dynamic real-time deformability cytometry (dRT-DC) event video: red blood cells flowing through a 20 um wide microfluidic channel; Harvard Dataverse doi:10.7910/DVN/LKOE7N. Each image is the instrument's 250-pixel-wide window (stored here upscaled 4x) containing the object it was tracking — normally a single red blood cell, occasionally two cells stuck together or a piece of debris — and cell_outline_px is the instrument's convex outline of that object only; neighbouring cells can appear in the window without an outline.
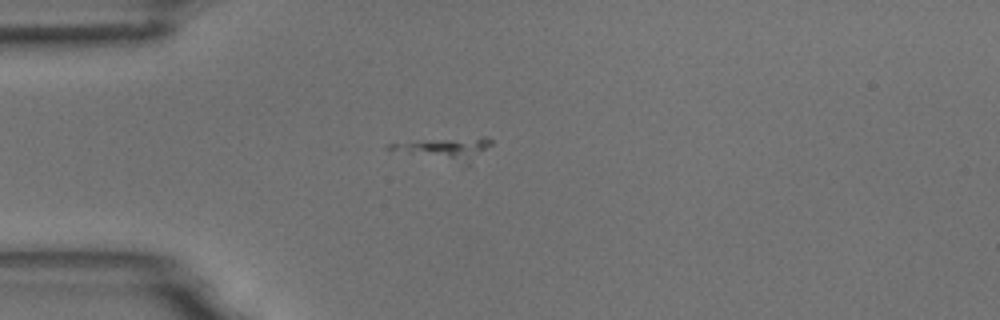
{"species": "common noctule bat (a hibernating species)", "species_latin": "Nyctalus noctula", "temperature_condition": "room temperature", "stored_images_in_passage": 5, "camera_frame_rate_fps": 3000, "um_per_image_px": 0.085, "animal": {"sex": "male", "body_mass_g": 18.8}, "frame": {"image": 1, "passage_image": 4, "time_ms": 1.0, "image_size_px": [1000, 320], "cell_outline_px": [[492, 144], [464, 168], [388, 148], [388, 144], [428, 140], [484, 136], [488, 136], [492, 140]], "centroid_in_image_um": [37.99, 12.7], "position_along_channel_um": 47.0, "area_um2": 13.53}}